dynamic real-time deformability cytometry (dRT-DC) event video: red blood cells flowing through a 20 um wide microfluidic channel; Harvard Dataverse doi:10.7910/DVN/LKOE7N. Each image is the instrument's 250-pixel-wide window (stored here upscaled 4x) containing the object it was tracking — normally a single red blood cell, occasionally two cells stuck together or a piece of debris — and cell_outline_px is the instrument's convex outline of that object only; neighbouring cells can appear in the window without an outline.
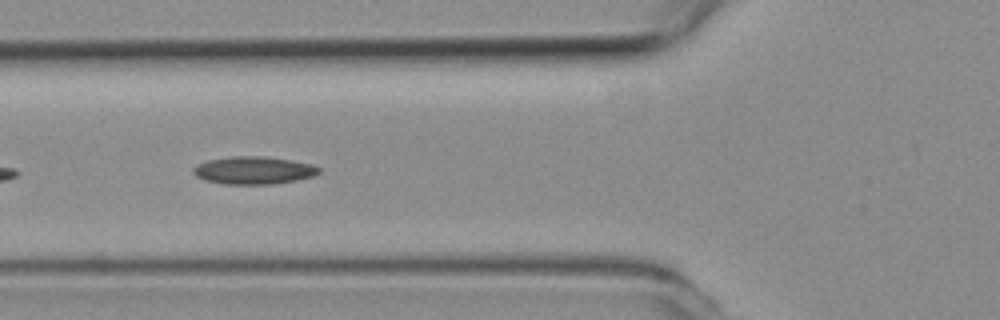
{"species": "common noctule bat (a hibernating species)", "species_latin": "Nyctalus noctula", "temperature_condition": "room temperature", "stored_images_in_passage": 14, "camera_frame_rate_fps": 3000, "um_per_image_px": 0.085, "animal": {"sex": "female", "body_mass_g": 19.3, "forearm_length_mm": 54.1}, "frame": {"image": 1, "passage_image": 5, "time_ms": 1.333, "image_size_px": [1000, 320], "cell_outline_px": [[320, 172], [312, 176], [296, 180], [272, 184], [224, 184], [204, 180], [196, 176], [192, 172], [192, 168], [196, 164], [208, 160], [232, 156], [264, 156], [292, 160], [312, 164], [320, 168]], "centroid_in_image_um": [21.53, 14.47], "position_along_channel_um": 104.3, "area_um2": 20.35}}
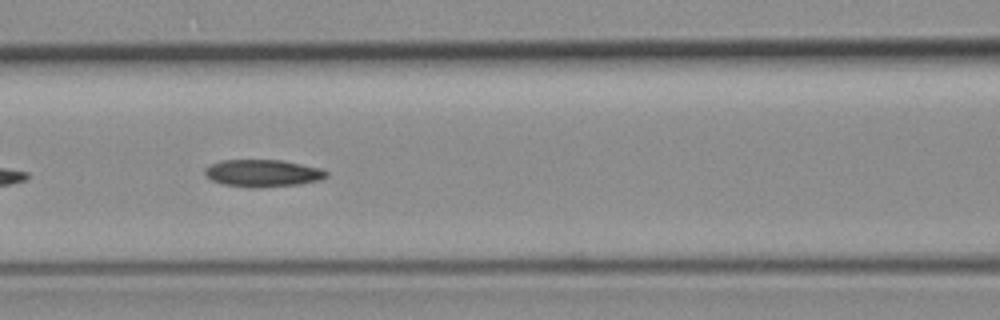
{"frame": {"image": 2, "passage_image": 8, "time_ms": 2.333, "image_size_px": [1000, 320], "cell_outline_px": [[328, 176], [320, 180], [300, 184], [256, 188], [252, 188], [224, 184], [212, 180], [204, 172], [204, 168], [220, 160], [280, 160], [320, 168], [328, 172]], "centroid_in_image_um": [22.34, 14.72], "position_along_channel_um": 144.3, "area_um2": 19.19}}